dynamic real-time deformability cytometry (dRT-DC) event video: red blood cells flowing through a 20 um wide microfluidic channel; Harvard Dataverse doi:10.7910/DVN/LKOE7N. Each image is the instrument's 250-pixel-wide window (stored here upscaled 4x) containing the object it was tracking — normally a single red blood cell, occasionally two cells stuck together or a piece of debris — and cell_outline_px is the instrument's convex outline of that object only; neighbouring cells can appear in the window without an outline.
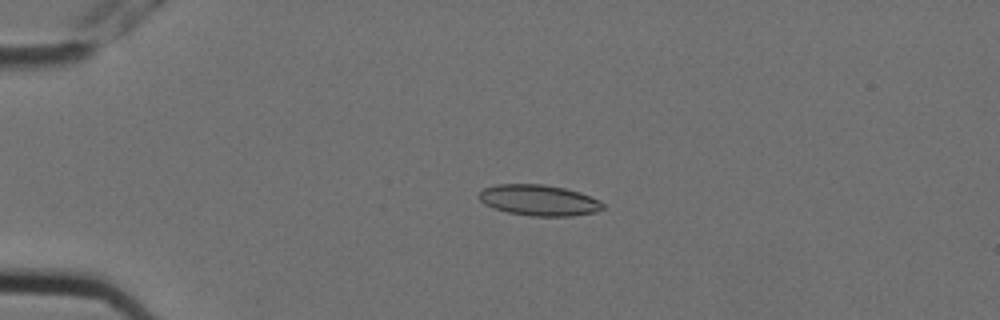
{"species": "Egyptian fruit bat (a non-hibernating species)", "species_latin": "Rousettus aegyptiacus", "temperature_condition": "cold", "stored_images_in_passage": 6, "camera_frame_rate_fps": 3000, "um_per_image_px": 0.085, "animal": {"sex": "female"}, "frame": {"image": 1, "passage_image": 5, "time_ms": 1.333, "image_size_px": [1000, 320], "cell_outline_px": [[604, 208], [596, 212], [572, 216], [532, 216], [508, 212], [484, 204], [476, 196], [484, 188], [496, 184], [544, 184], [564, 188], [580, 192], [600, 200], [604, 204]], "centroid_in_image_um": [45.82, 17.01], "position_along_channel_um": 39.2, "area_um2": 22.37}}